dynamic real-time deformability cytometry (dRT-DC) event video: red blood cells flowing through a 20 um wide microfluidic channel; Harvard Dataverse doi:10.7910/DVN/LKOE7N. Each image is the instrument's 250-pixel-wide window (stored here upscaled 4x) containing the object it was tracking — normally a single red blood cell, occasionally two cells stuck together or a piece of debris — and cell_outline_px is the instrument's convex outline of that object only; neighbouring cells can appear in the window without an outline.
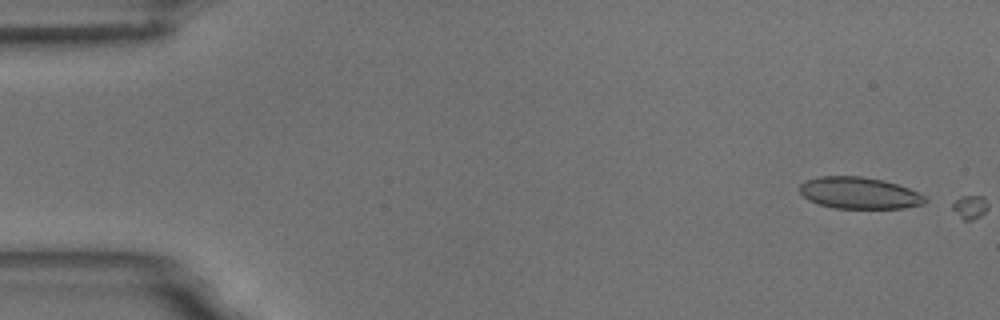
{"species": "common noctule bat (a hibernating species)", "species_latin": "Nyctalus noctula", "temperature_condition": "room temperature", "stored_images_in_passage": 5, "camera_frame_rate_fps": 3000, "um_per_image_px": 0.085, "animal": {"sex": "male", "body_mass_g": 18.8}, "frame": {"image": 1, "passage_image": 1, "time_ms": 0.0, "image_size_px": [1000, 320], "cell_outline_px": [[928, 200], [924, 204], [904, 208], [836, 208], [820, 204], [808, 200], [800, 192], [800, 184], [808, 180], [820, 176], [860, 176], [884, 180], [908, 188], [924, 196]], "centroid_in_image_um": [73.04, 16.4], "position_along_channel_um": 12.0, "area_um2": 22.95}}